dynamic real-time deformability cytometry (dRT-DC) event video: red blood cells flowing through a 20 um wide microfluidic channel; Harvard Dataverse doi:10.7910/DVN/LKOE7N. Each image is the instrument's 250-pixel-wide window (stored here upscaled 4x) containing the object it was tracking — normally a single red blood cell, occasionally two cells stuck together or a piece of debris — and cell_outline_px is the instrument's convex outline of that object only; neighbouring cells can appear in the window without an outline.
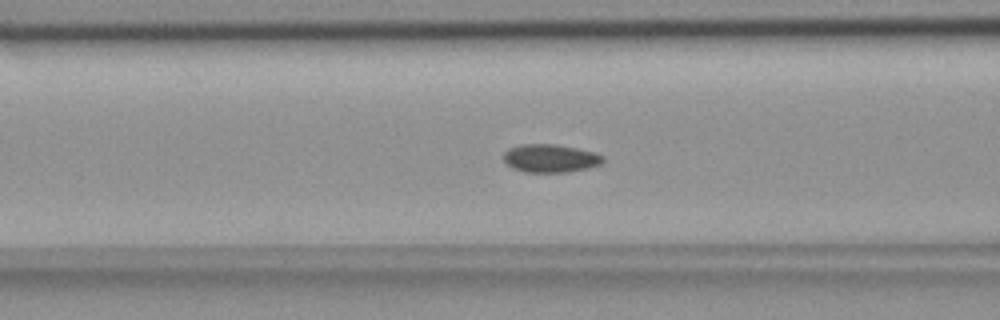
{"species": "common noctule bat (a hibernating species)", "species_latin": "Nyctalus noctula", "temperature_condition": "room temperature", "stored_images_in_passage": 55, "camera_frame_rate_fps": 3000, "um_per_image_px": 0.085, "animal": {"sex": "female", "body_mass_g": 18.4}, "frame": {"image": 1, "passage_image": 22, "time_ms": 7.0, "image_size_px": [1000, 320], "cell_outline_px": [[604, 160], [600, 164], [588, 168], [568, 172], [524, 172], [512, 168], [504, 160], [504, 152], [508, 148], [520, 144], [556, 144], [596, 152], [604, 156]], "centroid_in_image_um": [46.78, 13.45], "position_along_channel_um": 119.8, "area_um2": 16.42}}
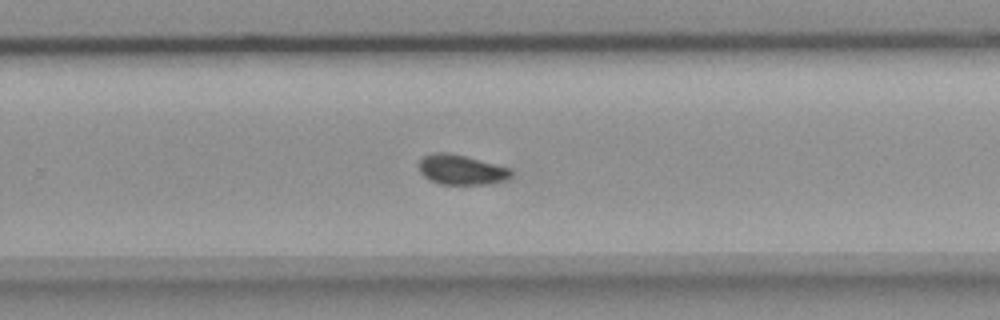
{"frame": {"image": 2, "passage_image": 36, "time_ms": 11.667, "image_size_px": [1000, 320], "cell_outline_px": [[512, 176], [508, 180], [488, 184], [440, 184], [424, 176], [420, 172], [420, 160], [424, 156], [436, 152], [448, 152], [512, 168]], "centroid_in_image_um": [39.26, 14.43], "position_along_channel_um": 290.5, "area_um2": 16.01}}
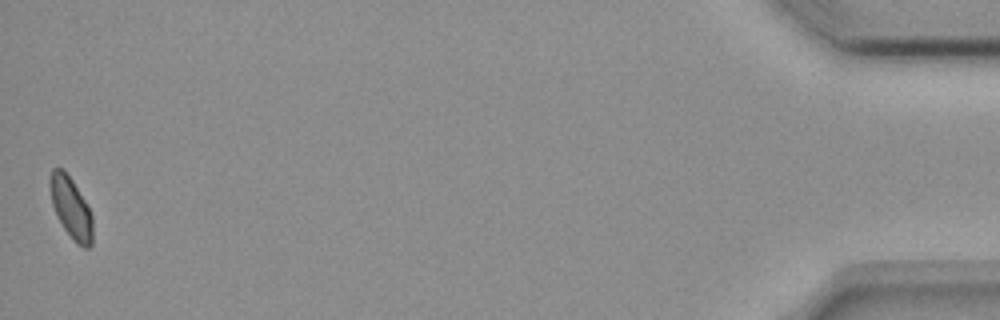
{"frame": {"image": 3, "passage_image": 55, "time_ms": 18.0, "image_size_px": [1000, 320], "cell_outline_px": [[92, 244], [88, 248], [84, 248], [76, 244], [64, 228], [52, 204], [48, 184], [48, 180], [52, 168], [64, 168], [72, 180], [84, 200], [92, 216]], "centroid_in_image_um": [6.01, 17.64], "position_along_channel_um": 429.2, "area_um2": 15.14}, "authors_computed_cell_mechanics": {"area_um2": 16.0684, "velocity_mm_per_s": 3.6658, "shape_relaxation_time_tau1_ms": null, "shape_relaxation_time_tau2_ms": 1.3908, "deformation_change_tau1": null, "deformation_change_tau2": 0.0546}}